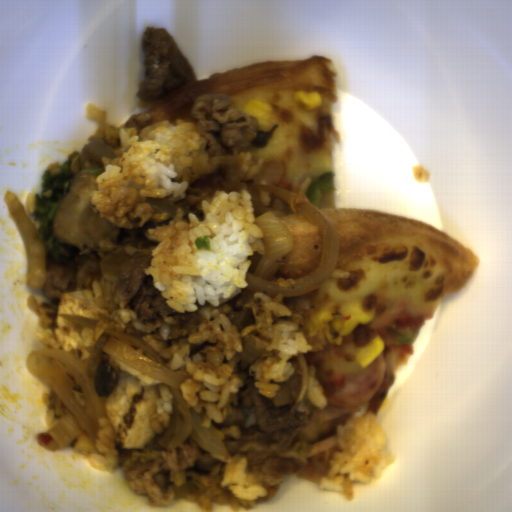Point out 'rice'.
I'll return each instance as SVG.
<instances>
[{
    "label": "rice",
    "mask_w": 512,
    "mask_h": 512,
    "mask_svg": "<svg viewBox=\"0 0 512 512\" xmlns=\"http://www.w3.org/2000/svg\"><path fill=\"white\" fill-rule=\"evenodd\" d=\"M239 161L241 192L215 190L212 199L201 201V213L176 214L166 225L146 229L145 235L158 244L151 249L150 264L143 269L152 276L154 289L178 314L192 312L203 323L197 330L175 340L140 337L162 357L172 370L193 376L180 385L183 400L204 416L201 426L222 441L212 425L223 423V410L231 394L244 386L235 377L231 359L243 352L241 332L229 316L248 288L249 256L265 255L264 232L255 223L252 196L247 183L261 171L266 159L252 151L234 150Z\"/></svg>",
    "instance_id": "rice-1"
},
{
    "label": "rice",
    "mask_w": 512,
    "mask_h": 512,
    "mask_svg": "<svg viewBox=\"0 0 512 512\" xmlns=\"http://www.w3.org/2000/svg\"><path fill=\"white\" fill-rule=\"evenodd\" d=\"M87 119L96 120V131L88 140L109 144L115 158L101 156L106 170L96 178L91 193L93 212L120 229L144 227L148 221L161 222L172 215L153 208L148 197L181 202L189 188L182 181L184 167H189L199 151L210 148L196 123L178 118L176 123L153 122L137 132L108 121V110L88 101Z\"/></svg>",
    "instance_id": "rice-2"
},
{
    "label": "rice",
    "mask_w": 512,
    "mask_h": 512,
    "mask_svg": "<svg viewBox=\"0 0 512 512\" xmlns=\"http://www.w3.org/2000/svg\"><path fill=\"white\" fill-rule=\"evenodd\" d=\"M101 359L120 378L107 397L99 396L114 429L115 445L128 451L146 447L164 435L172 422L175 405L171 388L105 351Z\"/></svg>",
    "instance_id": "rice-3"
},
{
    "label": "rice",
    "mask_w": 512,
    "mask_h": 512,
    "mask_svg": "<svg viewBox=\"0 0 512 512\" xmlns=\"http://www.w3.org/2000/svg\"><path fill=\"white\" fill-rule=\"evenodd\" d=\"M337 449L323 453L311 462L327 463L326 474L318 486L355 498L354 481L380 480L385 469L397 461V453L388 451L386 430L372 410L336 424Z\"/></svg>",
    "instance_id": "rice-4"
},
{
    "label": "rice",
    "mask_w": 512,
    "mask_h": 512,
    "mask_svg": "<svg viewBox=\"0 0 512 512\" xmlns=\"http://www.w3.org/2000/svg\"><path fill=\"white\" fill-rule=\"evenodd\" d=\"M90 289L63 292L57 305L49 299L39 302L37 308L36 333L41 348H58L69 351L83 361L84 365L98 338L107 328L126 332V326L135 322L137 314L128 305L124 309L109 312L97 304L103 295L102 287L95 280ZM79 315L99 319L95 329L71 322L57 314Z\"/></svg>",
    "instance_id": "rice-5"
},
{
    "label": "rice",
    "mask_w": 512,
    "mask_h": 512,
    "mask_svg": "<svg viewBox=\"0 0 512 512\" xmlns=\"http://www.w3.org/2000/svg\"><path fill=\"white\" fill-rule=\"evenodd\" d=\"M283 294L270 297L262 292L253 293L242 306L251 309L256 326L270 333L265 350H278L277 355L267 357L256 369L254 386L261 397L273 398L281 383L289 381L294 372L301 373L297 356L314 352L315 348L301 331L291 315V309L283 305Z\"/></svg>",
    "instance_id": "rice-6"
},
{
    "label": "rice",
    "mask_w": 512,
    "mask_h": 512,
    "mask_svg": "<svg viewBox=\"0 0 512 512\" xmlns=\"http://www.w3.org/2000/svg\"><path fill=\"white\" fill-rule=\"evenodd\" d=\"M211 458L225 463L220 482L221 488L227 487L232 496V512H241L254 508L262 500H257L267 495V488L262 483H256L252 474L247 472V456L215 455Z\"/></svg>",
    "instance_id": "rice-7"
},
{
    "label": "rice",
    "mask_w": 512,
    "mask_h": 512,
    "mask_svg": "<svg viewBox=\"0 0 512 512\" xmlns=\"http://www.w3.org/2000/svg\"><path fill=\"white\" fill-rule=\"evenodd\" d=\"M99 420L102 426L97 430L99 440H95V444L93 441L91 443L87 466L101 472L121 469L122 466L116 456L115 429L107 414L104 413L103 418Z\"/></svg>",
    "instance_id": "rice-8"
},
{
    "label": "rice",
    "mask_w": 512,
    "mask_h": 512,
    "mask_svg": "<svg viewBox=\"0 0 512 512\" xmlns=\"http://www.w3.org/2000/svg\"><path fill=\"white\" fill-rule=\"evenodd\" d=\"M43 421L46 430L52 429L65 415L72 412L49 387L42 395Z\"/></svg>",
    "instance_id": "rice-9"
},
{
    "label": "rice",
    "mask_w": 512,
    "mask_h": 512,
    "mask_svg": "<svg viewBox=\"0 0 512 512\" xmlns=\"http://www.w3.org/2000/svg\"><path fill=\"white\" fill-rule=\"evenodd\" d=\"M305 392L310 402L316 408H325L327 401L322 384L316 378V368L314 365L307 367V385Z\"/></svg>",
    "instance_id": "rice-10"
},
{
    "label": "rice",
    "mask_w": 512,
    "mask_h": 512,
    "mask_svg": "<svg viewBox=\"0 0 512 512\" xmlns=\"http://www.w3.org/2000/svg\"><path fill=\"white\" fill-rule=\"evenodd\" d=\"M258 193H259L260 202L264 206L272 208V209L280 211V212L287 213V214L296 213V212L292 211L288 202H286L285 200H283L276 194L267 193V192H263V191H259V190H258Z\"/></svg>",
    "instance_id": "rice-11"
}]
</instances>
